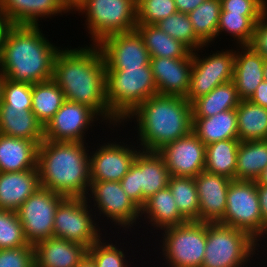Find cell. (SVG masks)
Here are the masks:
<instances>
[{
    "mask_svg": "<svg viewBox=\"0 0 267 267\" xmlns=\"http://www.w3.org/2000/svg\"><path fill=\"white\" fill-rule=\"evenodd\" d=\"M59 50L54 61L53 80L62 89L65 100L93 109L118 133L121 122L110 112L106 100V65L97 44ZM115 128H113V127ZM112 127V128H111Z\"/></svg>",
    "mask_w": 267,
    "mask_h": 267,
    "instance_id": "cell-1",
    "label": "cell"
},
{
    "mask_svg": "<svg viewBox=\"0 0 267 267\" xmlns=\"http://www.w3.org/2000/svg\"><path fill=\"white\" fill-rule=\"evenodd\" d=\"M46 36L39 26L13 25L8 30L0 50V71L6 79L29 84L53 79L62 47Z\"/></svg>",
    "mask_w": 267,
    "mask_h": 267,
    "instance_id": "cell-2",
    "label": "cell"
},
{
    "mask_svg": "<svg viewBox=\"0 0 267 267\" xmlns=\"http://www.w3.org/2000/svg\"><path fill=\"white\" fill-rule=\"evenodd\" d=\"M192 118V104L185 97L157 94L141 103L120 126L126 128L133 120L139 148L158 151L190 134Z\"/></svg>",
    "mask_w": 267,
    "mask_h": 267,
    "instance_id": "cell-3",
    "label": "cell"
},
{
    "mask_svg": "<svg viewBox=\"0 0 267 267\" xmlns=\"http://www.w3.org/2000/svg\"><path fill=\"white\" fill-rule=\"evenodd\" d=\"M88 144L44 139L37 153L40 187L65 197L85 198L91 183Z\"/></svg>",
    "mask_w": 267,
    "mask_h": 267,
    "instance_id": "cell-4",
    "label": "cell"
},
{
    "mask_svg": "<svg viewBox=\"0 0 267 267\" xmlns=\"http://www.w3.org/2000/svg\"><path fill=\"white\" fill-rule=\"evenodd\" d=\"M105 85L107 105L121 123L141 103L158 94L151 65L106 70Z\"/></svg>",
    "mask_w": 267,
    "mask_h": 267,
    "instance_id": "cell-5",
    "label": "cell"
},
{
    "mask_svg": "<svg viewBox=\"0 0 267 267\" xmlns=\"http://www.w3.org/2000/svg\"><path fill=\"white\" fill-rule=\"evenodd\" d=\"M257 250V241L243 230L219 222L207 223L202 267H248L249 264L251 267L255 263L256 267L260 265L255 261L259 259Z\"/></svg>",
    "mask_w": 267,
    "mask_h": 267,
    "instance_id": "cell-6",
    "label": "cell"
},
{
    "mask_svg": "<svg viewBox=\"0 0 267 267\" xmlns=\"http://www.w3.org/2000/svg\"><path fill=\"white\" fill-rule=\"evenodd\" d=\"M159 260L162 267H202L207 242V223L187 221L158 232ZM162 235H161V234ZM157 239V240H156ZM161 250V252H159ZM166 263V264H165Z\"/></svg>",
    "mask_w": 267,
    "mask_h": 267,
    "instance_id": "cell-7",
    "label": "cell"
},
{
    "mask_svg": "<svg viewBox=\"0 0 267 267\" xmlns=\"http://www.w3.org/2000/svg\"><path fill=\"white\" fill-rule=\"evenodd\" d=\"M85 200L91 206L97 220H100L103 229L107 225L105 222L108 225L112 223L110 231L117 228V232L122 228L121 234L127 235V231L132 233L137 229L135 227L139 226L140 208L127 196L118 181H91Z\"/></svg>",
    "mask_w": 267,
    "mask_h": 267,
    "instance_id": "cell-8",
    "label": "cell"
},
{
    "mask_svg": "<svg viewBox=\"0 0 267 267\" xmlns=\"http://www.w3.org/2000/svg\"><path fill=\"white\" fill-rule=\"evenodd\" d=\"M77 13L86 18L84 29L91 44L108 35L135 30L137 25L136 0H87Z\"/></svg>",
    "mask_w": 267,
    "mask_h": 267,
    "instance_id": "cell-9",
    "label": "cell"
},
{
    "mask_svg": "<svg viewBox=\"0 0 267 267\" xmlns=\"http://www.w3.org/2000/svg\"><path fill=\"white\" fill-rule=\"evenodd\" d=\"M98 221L85 198L65 197L55 212L53 237L90 248L104 235H110L106 228L100 227Z\"/></svg>",
    "mask_w": 267,
    "mask_h": 267,
    "instance_id": "cell-10",
    "label": "cell"
},
{
    "mask_svg": "<svg viewBox=\"0 0 267 267\" xmlns=\"http://www.w3.org/2000/svg\"><path fill=\"white\" fill-rule=\"evenodd\" d=\"M209 46L211 47V45H205L193 51L190 85L185 97L191 104L210 93L215 87L231 82L233 79L235 47L216 50L217 52L211 50L212 53H206V50L209 51Z\"/></svg>",
    "mask_w": 267,
    "mask_h": 267,
    "instance_id": "cell-11",
    "label": "cell"
},
{
    "mask_svg": "<svg viewBox=\"0 0 267 267\" xmlns=\"http://www.w3.org/2000/svg\"><path fill=\"white\" fill-rule=\"evenodd\" d=\"M243 230L257 242L267 226L260 211L256 181L232 180L226 197V210L219 222Z\"/></svg>",
    "mask_w": 267,
    "mask_h": 267,
    "instance_id": "cell-12",
    "label": "cell"
},
{
    "mask_svg": "<svg viewBox=\"0 0 267 267\" xmlns=\"http://www.w3.org/2000/svg\"><path fill=\"white\" fill-rule=\"evenodd\" d=\"M169 178L168 168L157 151L140 150L120 184L127 196L141 209L147 199L168 186Z\"/></svg>",
    "mask_w": 267,
    "mask_h": 267,
    "instance_id": "cell-13",
    "label": "cell"
},
{
    "mask_svg": "<svg viewBox=\"0 0 267 267\" xmlns=\"http://www.w3.org/2000/svg\"><path fill=\"white\" fill-rule=\"evenodd\" d=\"M104 138L106 139L104 141L100 138V143L102 144H93L91 142L93 145L90 146L91 181L120 182L129 171L137 153L141 149L138 144L136 146V142L132 138L130 139V137L128 139L126 138V140L121 139L122 142H118L119 138H117V141L114 137L109 139L105 136ZM129 139L131 140L130 142Z\"/></svg>",
    "mask_w": 267,
    "mask_h": 267,
    "instance_id": "cell-14",
    "label": "cell"
},
{
    "mask_svg": "<svg viewBox=\"0 0 267 267\" xmlns=\"http://www.w3.org/2000/svg\"><path fill=\"white\" fill-rule=\"evenodd\" d=\"M64 195L40 187L18 208L17 215L30 245L53 237L55 212Z\"/></svg>",
    "mask_w": 267,
    "mask_h": 267,
    "instance_id": "cell-15",
    "label": "cell"
},
{
    "mask_svg": "<svg viewBox=\"0 0 267 267\" xmlns=\"http://www.w3.org/2000/svg\"><path fill=\"white\" fill-rule=\"evenodd\" d=\"M96 122L107 125L88 106L65 100L61 108L44 126V139L57 142H90L89 139L86 140V136L89 137L88 132H92L94 126H98Z\"/></svg>",
    "mask_w": 267,
    "mask_h": 267,
    "instance_id": "cell-16",
    "label": "cell"
},
{
    "mask_svg": "<svg viewBox=\"0 0 267 267\" xmlns=\"http://www.w3.org/2000/svg\"><path fill=\"white\" fill-rule=\"evenodd\" d=\"M106 70L142 68L150 65V55L137 30L115 33L103 38L98 44Z\"/></svg>",
    "mask_w": 267,
    "mask_h": 267,
    "instance_id": "cell-17",
    "label": "cell"
},
{
    "mask_svg": "<svg viewBox=\"0 0 267 267\" xmlns=\"http://www.w3.org/2000/svg\"><path fill=\"white\" fill-rule=\"evenodd\" d=\"M157 152L170 176L195 178L204 171L206 145L193 132L167 143Z\"/></svg>",
    "mask_w": 267,
    "mask_h": 267,
    "instance_id": "cell-18",
    "label": "cell"
},
{
    "mask_svg": "<svg viewBox=\"0 0 267 267\" xmlns=\"http://www.w3.org/2000/svg\"><path fill=\"white\" fill-rule=\"evenodd\" d=\"M153 78L159 95L186 97L193 66V52L185 58L150 57Z\"/></svg>",
    "mask_w": 267,
    "mask_h": 267,
    "instance_id": "cell-19",
    "label": "cell"
},
{
    "mask_svg": "<svg viewBox=\"0 0 267 267\" xmlns=\"http://www.w3.org/2000/svg\"><path fill=\"white\" fill-rule=\"evenodd\" d=\"M232 180L203 171L195 177L199 201V221L218 223L226 210V197Z\"/></svg>",
    "mask_w": 267,
    "mask_h": 267,
    "instance_id": "cell-20",
    "label": "cell"
},
{
    "mask_svg": "<svg viewBox=\"0 0 267 267\" xmlns=\"http://www.w3.org/2000/svg\"><path fill=\"white\" fill-rule=\"evenodd\" d=\"M0 10L12 25L29 26H40L42 19L46 21L68 13L61 0H0Z\"/></svg>",
    "mask_w": 267,
    "mask_h": 267,
    "instance_id": "cell-21",
    "label": "cell"
},
{
    "mask_svg": "<svg viewBox=\"0 0 267 267\" xmlns=\"http://www.w3.org/2000/svg\"><path fill=\"white\" fill-rule=\"evenodd\" d=\"M140 216V226L138 229L143 223V230L147 229L151 231L152 234L153 232L156 234L165 228L181 225L187 222L178 211L175 199L168 186L146 200L145 205L140 209Z\"/></svg>",
    "mask_w": 267,
    "mask_h": 267,
    "instance_id": "cell-22",
    "label": "cell"
},
{
    "mask_svg": "<svg viewBox=\"0 0 267 267\" xmlns=\"http://www.w3.org/2000/svg\"><path fill=\"white\" fill-rule=\"evenodd\" d=\"M233 79L241 100H249L264 81V58L251 46H235Z\"/></svg>",
    "mask_w": 267,
    "mask_h": 267,
    "instance_id": "cell-23",
    "label": "cell"
},
{
    "mask_svg": "<svg viewBox=\"0 0 267 267\" xmlns=\"http://www.w3.org/2000/svg\"><path fill=\"white\" fill-rule=\"evenodd\" d=\"M87 253L84 245L50 237L34 245L35 267H76Z\"/></svg>",
    "mask_w": 267,
    "mask_h": 267,
    "instance_id": "cell-24",
    "label": "cell"
},
{
    "mask_svg": "<svg viewBox=\"0 0 267 267\" xmlns=\"http://www.w3.org/2000/svg\"><path fill=\"white\" fill-rule=\"evenodd\" d=\"M39 188L38 168L22 172H0V209L16 212Z\"/></svg>",
    "mask_w": 267,
    "mask_h": 267,
    "instance_id": "cell-25",
    "label": "cell"
},
{
    "mask_svg": "<svg viewBox=\"0 0 267 267\" xmlns=\"http://www.w3.org/2000/svg\"><path fill=\"white\" fill-rule=\"evenodd\" d=\"M0 134L35 141L39 145L44 140V125L31 108L0 105Z\"/></svg>",
    "mask_w": 267,
    "mask_h": 267,
    "instance_id": "cell-26",
    "label": "cell"
},
{
    "mask_svg": "<svg viewBox=\"0 0 267 267\" xmlns=\"http://www.w3.org/2000/svg\"><path fill=\"white\" fill-rule=\"evenodd\" d=\"M35 141L0 134V172H22L37 168Z\"/></svg>",
    "mask_w": 267,
    "mask_h": 267,
    "instance_id": "cell-27",
    "label": "cell"
},
{
    "mask_svg": "<svg viewBox=\"0 0 267 267\" xmlns=\"http://www.w3.org/2000/svg\"><path fill=\"white\" fill-rule=\"evenodd\" d=\"M192 132L205 144L238 139L236 109L223 111L211 117H193Z\"/></svg>",
    "mask_w": 267,
    "mask_h": 267,
    "instance_id": "cell-28",
    "label": "cell"
},
{
    "mask_svg": "<svg viewBox=\"0 0 267 267\" xmlns=\"http://www.w3.org/2000/svg\"><path fill=\"white\" fill-rule=\"evenodd\" d=\"M267 167V139L240 141L235 180L257 181Z\"/></svg>",
    "mask_w": 267,
    "mask_h": 267,
    "instance_id": "cell-29",
    "label": "cell"
},
{
    "mask_svg": "<svg viewBox=\"0 0 267 267\" xmlns=\"http://www.w3.org/2000/svg\"><path fill=\"white\" fill-rule=\"evenodd\" d=\"M136 30L143 38L150 57L178 59L191 52L185 44L164 33L155 24H137Z\"/></svg>",
    "mask_w": 267,
    "mask_h": 267,
    "instance_id": "cell-30",
    "label": "cell"
},
{
    "mask_svg": "<svg viewBox=\"0 0 267 267\" xmlns=\"http://www.w3.org/2000/svg\"><path fill=\"white\" fill-rule=\"evenodd\" d=\"M239 139L220 140L206 145L205 171L235 180Z\"/></svg>",
    "mask_w": 267,
    "mask_h": 267,
    "instance_id": "cell-31",
    "label": "cell"
},
{
    "mask_svg": "<svg viewBox=\"0 0 267 267\" xmlns=\"http://www.w3.org/2000/svg\"><path fill=\"white\" fill-rule=\"evenodd\" d=\"M240 101L234 82H227L196 99L192 103V115L193 117H211L223 111L236 109Z\"/></svg>",
    "mask_w": 267,
    "mask_h": 267,
    "instance_id": "cell-32",
    "label": "cell"
},
{
    "mask_svg": "<svg viewBox=\"0 0 267 267\" xmlns=\"http://www.w3.org/2000/svg\"><path fill=\"white\" fill-rule=\"evenodd\" d=\"M240 141L267 139V108L241 100L236 108Z\"/></svg>",
    "mask_w": 267,
    "mask_h": 267,
    "instance_id": "cell-33",
    "label": "cell"
},
{
    "mask_svg": "<svg viewBox=\"0 0 267 267\" xmlns=\"http://www.w3.org/2000/svg\"><path fill=\"white\" fill-rule=\"evenodd\" d=\"M64 101V93L53 79L32 84L31 111L44 126L61 108Z\"/></svg>",
    "mask_w": 267,
    "mask_h": 267,
    "instance_id": "cell-34",
    "label": "cell"
},
{
    "mask_svg": "<svg viewBox=\"0 0 267 267\" xmlns=\"http://www.w3.org/2000/svg\"><path fill=\"white\" fill-rule=\"evenodd\" d=\"M221 11L220 0H205L188 14L196 37L204 45L217 43V28ZM214 42V43H213Z\"/></svg>",
    "mask_w": 267,
    "mask_h": 267,
    "instance_id": "cell-35",
    "label": "cell"
},
{
    "mask_svg": "<svg viewBox=\"0 0 267 267\" xmlns=\"http://www.w3.org/2000/svg\"><path fill=\"white\" fill-rule=\"evenodd\" d=\"M168 188L180 214L187 221H199V201L195 178L170 176Z\"/></svg>",
    "mask_w": 267,
    "mask_h": 267,
    "instance_id": "cell-36",
    "label": "cell"
},
{
    "mask_svg": "<svg viewBox=\"0 0 267 267\" xmlns=\"http://www.w3.org/2000/svg\"><path fill=\"white\" fill-rule=\"evenodd\" d=\"M260 18L261 17H247L243 14L220 11L217 39H221V35L224 34V36H230V41H234L231 44L232 46L233 44H235L234 46L250 45L255 25Z\"/></svg>",
    "mask_w": 267,
    "mask_h": 267,
    "instance_id": "cell-37",
    "label": "cell"
},
{
    "mask_svg": "<svg viewBox=\"0 0 267 267\" xmlns=\"http://www.w3.org/2000/svg\"><path fill=\"white\" fill-rule=\"evenodd\" d=\"M108 237L109 236L106 235L103 236V238H101L99 241L95 242L90 248H88V254L93 258L96 267H131V266L136 267L133 263L134 259H136L135 255L133 254L134 250H131L132 251L131 252L132 256H131L129 255L127 248L124 247L123 245L125 244L127 246L125 242L122 244L118 243V239L117 240L115 239L114 242V240L112 241V239ZM107 238L109 240H106ZM130 257H134L133 262L132 260H130L131 259ZM127 258L131 262L128 261ZM131 263L133 265H131Z\"/></svg>",
    "mask_w": 267,
    "mask_h": 267,
    "instance_id": "cell-38",
    "label": "cell"
},
{
    "mask_svg": "<svg viewBox=\"0 0 267 267\" xmlns=\"http://www.w3.org/2000/svg\"><path fill=\"white\" fill-rule=\"evenodd\" d=\"M164 33L172 38L181 41L192 52L205 46L195 35L192 23L188 14L176 12L165 19L160 20L157 24Z\"/></svg>",
    "mask_w": 267,
    "mask_h": 267,
    "instance_id": "cell-39",
    "label": "cell"
},
{
    "mask_svg": "<svg viewBox=\"0 0 267 267\" xmlns=\"http://www.w3.org/2000/svg\"><path fill=\"white\" fill-rule=\"evenodd\" d=\"M29 245L17 212L0 209V249Z\"/></svg>",
    "mask_w": 267,
    "mask_h": 267,
    "instance_id": "cell-40",
    "label": "cell"
},
{
    "mask_svg": "<svg viewBox=\"0 0 267 267\" xmlns=\"http://www.w3.org/2000/svg\"><path fill=\"white\" fill-rule=\"evenodd\" d=\"M176 12L175 0H136L137 24H157Z\"/></svg>",
    "mask_w": 267,
    "mask_h": 267,
    "instance_id": "cell-41",
    "label": "cell"
},
{
    "mask_svg": "<svg viewBox=\"0 0 267 267\" xmlns=\"http://www.w3.org/2000/svg\"><path fill=\"white\" fill-rule=\"evenodd\" d=\"M0 105L32 108V84L13 82L5 78Z\"/></svg>",
    "mask_w": 267,
    "mask_h": 267,
    "instance_id": "cell-42",
    "label": "cell"
},
{
    "mask_svg": "<svg viewBox=\"0 0 267 267\" xmlns=\"http://www.w3.org/2000/svg\"><path fill=\"white\" fill-rule=\"evenodd\" d=\"M0 267H35L34 246L0 249Z\"/></svg>",
    "mask_w": 267,
    "mask_h": 267,
    "instance_id": "cell-43",
    "label": "cell"
},
{
    "mask_svg": "<svg viewBox=\"0 0 267 267\" xmlns=\"http://www.w3.org/2000/svg\"><path fill=\"white\" fill-rule=\"evenodd\" d=\"M221 11L261 17L267 11V0H220Z\"/></svg>",
    "mask_w": 267,
    "mask_h": 267,
    "instance_id": "cell-44",
    "label": "cell"
},
{
    "mask_svg": "<svg viewBox=\"0 0 267 267\" xmlns=\"http://www.w3.org/2000/svg\"><path fill=\"white\" fill-rule=\"evenodd\" d=\"M251 46L264 60H267V11L255 25Z\"/></svg>",
    "mask_w": 267,
    "mask_h": 267,
    "instance_id": "cell-45",
    "label": "cell"
},
{
    "mask_svg": "<svg viewBox=\"0 0 267 267\" xmlns=\"http://www.w3.org/2000/svg\"><path fill=\"white\" fill-rule=\"evenodd\" d=\"M256 190L259 197L260 211L263 223L267 226V185L256 181Z\"/></svg>",
    "mask_w": 267,
    "mask_h": 267,
    "instance_id": "cell-46",
    "label": "cell"
},
{
    "mask_svg": "<svg viewBox=\"0 0 267 267\" xmlns=\"http://www.w3.org/2000/svg\"><path fill=\"white\" fill-rule=\"evenodd\" d=\"M252 103L267 108V81H262L249 99Z\"/></svg>",
    "mask_w": 267,
    "mask_h": 267,
    "instance_id": "cell-47",
    "label": "cell"
},
{
    "mask_svg": "<svg viewBox=\"0 0 267 267\" xmlns=\"http://www.w3.org/2000/svg\"><path fill=\"white\" fill-rule=\"evenodd\" d=\"M205 0H175L178 12L189 14L195 10Z\"/></svg>",
    "mask_w": 267,
    "mask_h": 267,
    "instance_id": "cell-48",
    "label": "cell"
},
{
    "mask_svg": "<svg viewBox=\"0 0 267 267\" xmlns=\"http://www.w3.org/2000/svg\"><path fill=\"white\" fill-rule=\"evenodd\" d=\"M87 2V0H61L62 6L68 12L66 17L71 13L76 14L79 9Z\"/></svg>",
    "mask_w": 267,
    "mask_h": 267,
    "instance_id": "cell-49",
    "label": "cell"
},
{
    "mask_svg": "<svg viewBox=\"0 0 267 267\" xmlns=\"http://www.w3.org/2000/svg\"><path fill=\"white\" fill-rule=\"evenodd\" d=\"M9 18L0 10V50L5 40L8 30L12 27Z\"/></svg>",
    "mask_w": 267,
    "mask_h": 267,
    "instance_id": "cell-50",
    "label": "cell"
},
{
    "mask_svg": "<svg viewBox=\"0 0 267 267\" xmlns=\"http://www.w3.org/2000/svg\"><path fill=\"white\" fill-rule=\"evenodd\" d=\"M262 240H263V241H262ZM265 240H266V241H265ZM261 242H262V243H261ZM259 243H260V244H259ZM263 244H265L266 246L263 245ZM260 245H261V247H260ZM259 247H260V248H259ZM263 247H264L265 249H264ZM266 247H267V228H266V231H265L264 235H263V236L259 239V241L257 242V249H262V250H257V251H258L259 260L262 261L261 264H262V263H263V264H264V263H265V264L267 263V260L265 261L264 258H263L262 260L260 259V257L265 253V251H267V248H266ZM264 250H265V251H264ZM259 252H260V255H261V256L259 255ZM266 254H267V252H266ZM263 260H264V262H263Z\"/></svg>",
    "mask_w": 267,
    "mask_h": 267,
    "instance_id": "cell-51",
    "label": "cell"
},
{
    "mask_svg": "<svg viewBox=\"0 0 267 267\" xmlns=\"http://www.w3.org/2000/svg\"><path fill=\"white\" fill-rule=\"evenodd\" d=\"M76 267H96L93 258L87 253Z\"/></svg>",
    "mask_w": 267,
    "mask_h": 267,
    "instance_id": "cell-52",
    "label": "cell"
},
{
    "mask_svg": "<svg viewBox=\"0 0 267 267\" xmlns=\"http://www.w3.org/2000/svg\"><path fill=\"white\" fill-rule=\"evenodd\" d=\"M261 184L267 185V167L264 169L262 175L257 180Z\"/></svg>",
    "mask_w": 267,
    "mask_h": 267,
    "instance_id": "cell-53",
    "label": "cell"
},
{
    "mask_svg": "<svg viewBox=\"0 0 267 267\" xmlns=\"http://www.w3.org/2000/svg\"><path fill=\"white\" fill-rule=\"evenodd\" d=\"M4 81H5V76L0 71V103L2 101V93H3V84H4Z\"/></svg>",
    "mask_w": 267,
    "mask_h": 267,
    "instance_id": "cell-54",
    "label": "cell"
},
{
    "mask_svg": "<svg viewBox=\"0 0 267 267\" xmlns=\"http://www.w3.org/2000/svg\"><path fill=\"white\" fill-rule=\"evenodd\" d=\"M263 74H264L265 81H267V60H265L264 65H263Z\"/></svg>",
    "mask_w": 267,
    "mask_h": 267,
    "instance_id": "cell-55",
    "label": "cell"
}]
</instances>
